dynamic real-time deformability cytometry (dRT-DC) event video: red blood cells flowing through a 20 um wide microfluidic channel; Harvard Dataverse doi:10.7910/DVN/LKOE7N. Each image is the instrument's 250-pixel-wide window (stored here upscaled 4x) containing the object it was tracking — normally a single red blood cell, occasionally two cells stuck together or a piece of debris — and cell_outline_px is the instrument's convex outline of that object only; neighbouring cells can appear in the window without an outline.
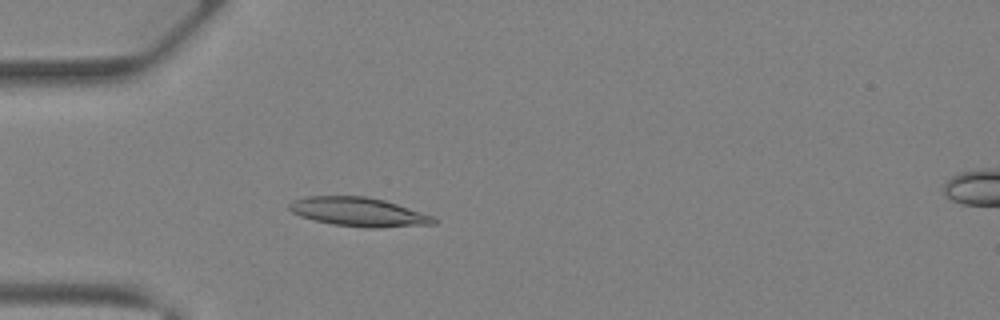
{"species": "Egyptian fruit bat (a non-hibernating species)", "species_latin": "Rousettus aegyptiacus", "temperature_condition": "warm", "stored_images_in_passage": 41, "camera_frame_rate_fps": 3000, "um_per_image_px": 0.085, "animal": {"sex": "female"}, "frame": {"image": 1, "passage_image": 13, "time_ms": 4.0, "image_size_px": [1000, 320], "cell_outline_px": [[436, 224], [380, 228], [364, 228], [332, 224], [300, 216], [292, 212], [288, 208], [288, 204], [292, 200], [308, 196], [368, 196], [384, 200], [432, 216], [436, 220]], "centroid_in_image_um": [30.45, 18.02], "position_along_channel_um": 54.5, "area_um2": 24.33}}
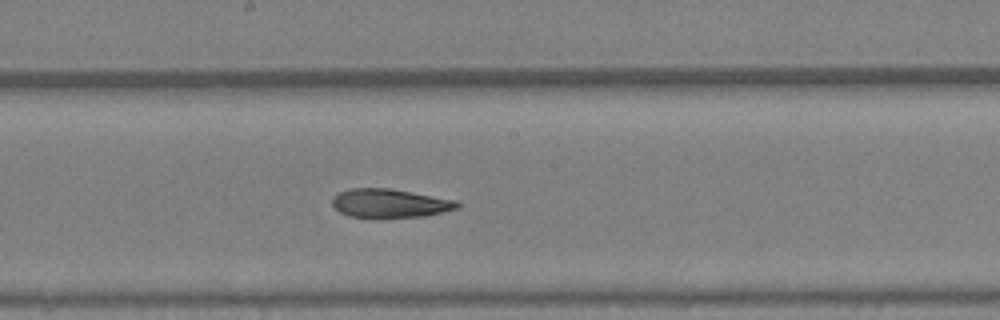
{"frame": {"image": 2, "passage_image": 23, "time_ms": 7.333, "image_size_px": [1000, 320], "cell_outline_px": [[460, 208], [444, 212], [424, 216], [348, 216], [340, 212], [332, 204], [332, 196], [348, 188], [388, 188], [412, 192], [456, 200], [460, 204]], "centroid_in_image_um": [33.15, 17.25], "position_along_channel_um": 215.1, "area_um2": 20.58}}
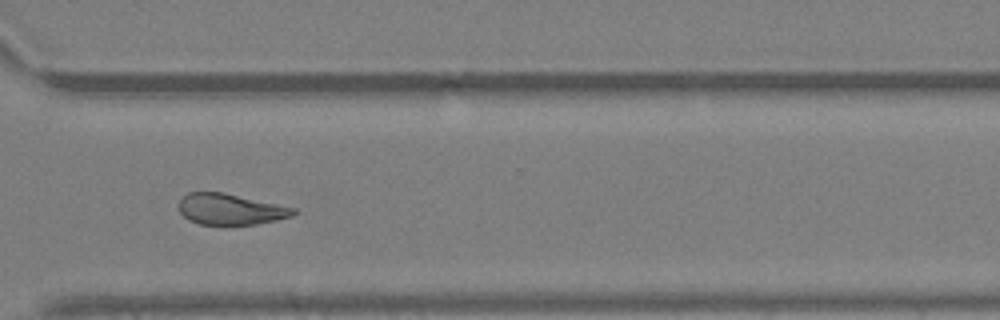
{"frame": {"image": 3, "passage_image": 31, "time_ms": 10.0, "image_size_px": [1000, 320], "cell_outline_px": [[296, 212], [292, 216], [276, 220], [256, 224], [200, 224], [188, 220], [180, 212], [176, 204], [180, 196], [188, 192], [224, 192], [296, 208]], "centroid_in_image_um": [19.52, 17.77], "position_along_channel_um": 351.1, "area_um2": 20.87}}